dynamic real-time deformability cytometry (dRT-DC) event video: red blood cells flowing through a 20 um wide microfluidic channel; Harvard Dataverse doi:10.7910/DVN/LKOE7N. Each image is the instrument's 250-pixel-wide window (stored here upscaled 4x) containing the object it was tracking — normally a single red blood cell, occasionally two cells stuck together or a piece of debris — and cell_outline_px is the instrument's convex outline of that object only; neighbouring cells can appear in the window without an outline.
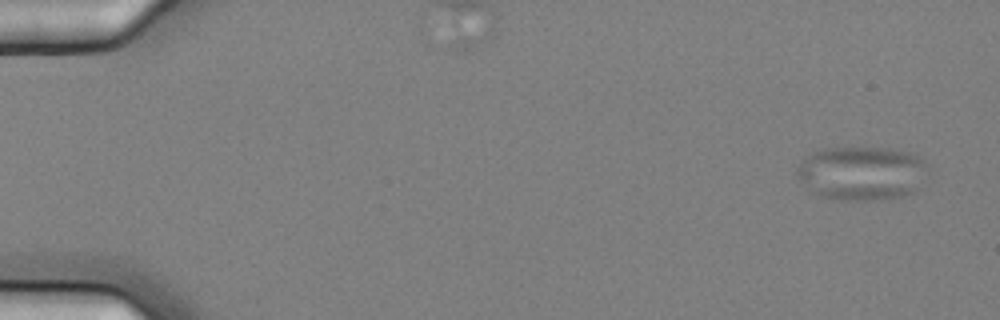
{"species": "common noctule bat (a hibernating species)", "species_latin": "Nyctalus noctula", "temperature_condition": "cold", "stored_images_in_passage": 5, "camera_frame_rate_fps": 3000, "um_per_image_px": 0.085, "animal": {"sex": "female", "body_mass_g": 25.1}, "frame": {"image": 1, "passage_image": 1, "time_ms": 0.0, "image_size_px": [1000, 320], "cell_outline_px": [[928, 164], [916, 192], [904, 196], [872, 200], [840, 200], [820, 196], [812, 192], [796, 172], [796, 168], [808, 156], [816, 152], [832, 148], [884, 148], [908, 152], [924, 160]], "centroid_in_image_um": [73.28, 14.74], "position_along_channel_um": 11.7, "area_um2": 40.52}}